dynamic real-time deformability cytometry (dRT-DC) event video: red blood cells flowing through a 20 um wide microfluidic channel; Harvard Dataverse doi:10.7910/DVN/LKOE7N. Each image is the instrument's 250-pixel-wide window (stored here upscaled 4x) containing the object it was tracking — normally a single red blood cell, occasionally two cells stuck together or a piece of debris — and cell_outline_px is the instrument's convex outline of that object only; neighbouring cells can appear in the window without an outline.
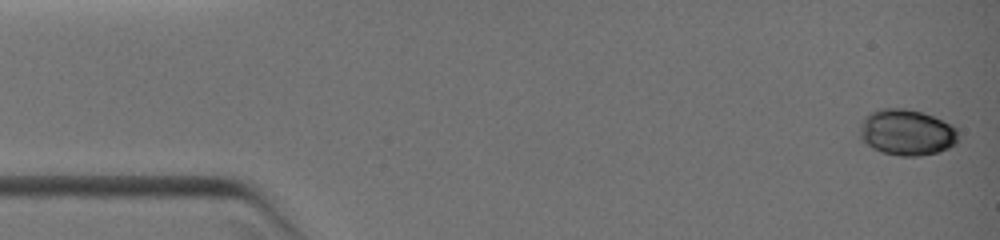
{"species": "common noctule bat (a hibernating species)", "species_latin": "Nyctalus noctula", "temperature_condition": "warm", "stored_images_in_passage": 5, "camera_frame_rate_fps": 3000, "um_per_image_px": 0.085, "animal": {"sex": "female", "body_mass_g": 19.0, "forearm_length_mm": 51.5}, "frame": {"image": 1, "passage_image": 1, "time_ms": 0.0, "image_size_px": [1000, 240], "cell_outline_px": [[956, 144], [948, 148], [936, 152], [920, 156], [900, 156], [884, 152], [872, 148], [860, 140], [860, 124], [864, 116], [876, 108], [904, 108], [924, 112], [952, 124], [956, 128]], "centroid_in_image_um": [77.03, 11.23], "position_along_channel_um": 8.0, "area_um2": 26.65}}
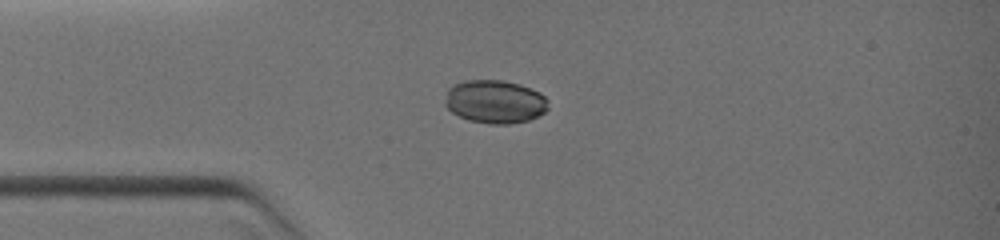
{"frame": {"image": 2, "passage_image": 4, "time_ms": 3.0, "image_size_px": [1000, 240], "cell_outline_px": [[548, 108], [544, 112], [528, 120], [508, 124], [488, 124], [468, 120], [452, 112], [444, 104], [448, 88], [452, 84], [464, 80], [504, 80], [520, 84], [540, 92], [548, 100]], "centroid_in_image_um": [42.05, 8.63], "position_along_channel_um": 42.9, "area_um2": 26.18}}
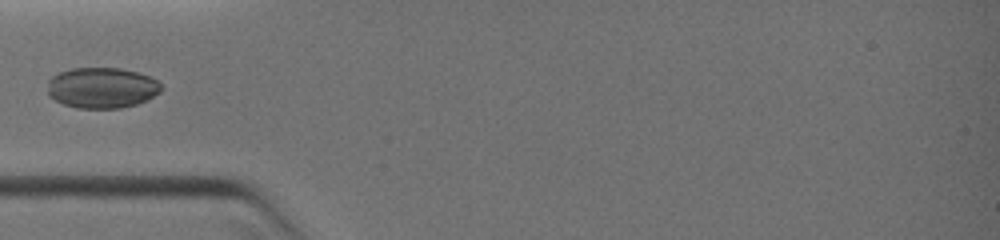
{"frame": {"image": 3, "passage_image": 5, "time_ms": 4.0, "image_size_px": [1000, 240], "cell_outline_px": [[164, 88], [160, 92], [136, 104], [120, 108], [76, 108], [64, 104], [48, 96], [48, 80], [52, 76], [60, 72], [72, 68], [120, 68], [136, 72], [148, 76], [156, 80]], "centroid_in_image_um": [8.64, 7.46], "position_along_channel_um": 76.4, "area_um2": 26.88}}